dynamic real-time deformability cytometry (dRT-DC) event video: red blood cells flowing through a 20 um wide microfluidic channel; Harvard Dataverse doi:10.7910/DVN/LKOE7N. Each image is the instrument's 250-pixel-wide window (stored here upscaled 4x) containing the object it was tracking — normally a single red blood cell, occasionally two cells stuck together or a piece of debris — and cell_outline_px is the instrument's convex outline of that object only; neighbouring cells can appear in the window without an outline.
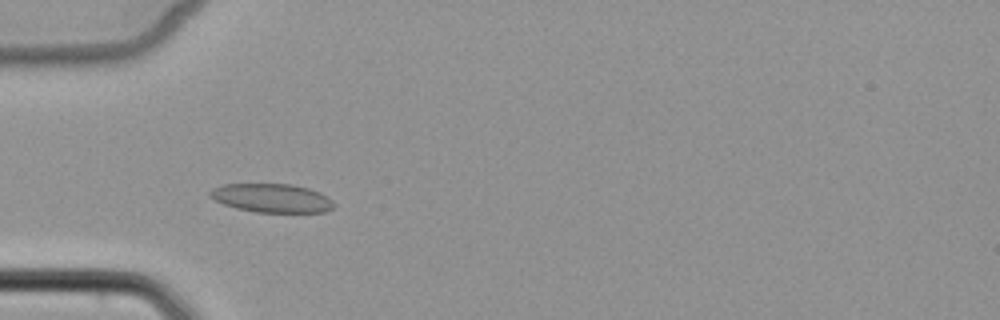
{"species": "common noctule bat (a hibernating species)", "species_latin": "Nyctalus noctula", "temperature_condition": "cold", "stored_images_in_passage": 5, "camera_frame_rate_fps": 3000, "um_per_image_px": 0.085, "animal": {"sex": "female", "body_mass_g": 22.7, "forearm_length_mm": 54.2}, "frame": {"image": 1, "passage_image": 4, "time_ms": 3.667, "image_size_px": [1000, 320], "cell_outline_px": [[336, 204], [332, 208], [324, 212], [256, 212], [236, 208], [224, 204], [208, 196], [208, 192], [212, 188], [224, 184], [292, 184], [308, 188], [320, 192], [328, 196]], "centroid_in_image_um": [23.11, 16.83], "position_along_channel_um": 61.9, "area_um2": 20.81}}
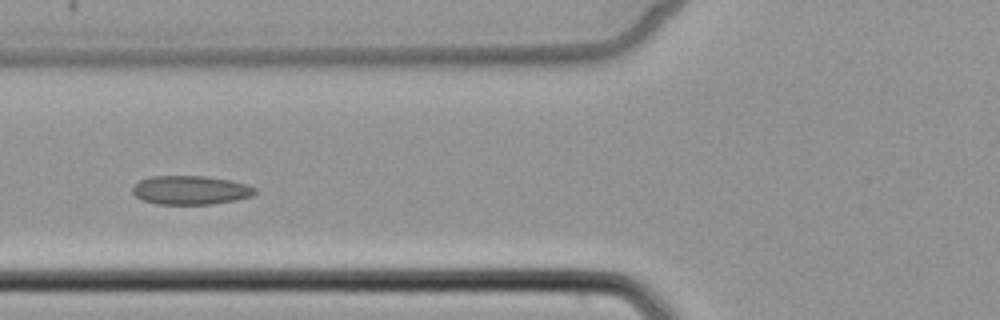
{"frame": {"image": 2, "passage_image": 5, "time_ms": 5.0, "image_size_px": [1000, 320], "cell_outline_px": [[256, 192], [252, 196], [236, 200], [212, 204], [156, 204], [144, 200], [136, 196], [132, 192], [132, 188], [140, 180], [152, 176], [204, 176], [232, 180], [248, 184], [256, 188]], "centroid_in_image_um": [16.23, 16.16], "position_along_channel_um": 109.6, "area_um2": 20.63}}